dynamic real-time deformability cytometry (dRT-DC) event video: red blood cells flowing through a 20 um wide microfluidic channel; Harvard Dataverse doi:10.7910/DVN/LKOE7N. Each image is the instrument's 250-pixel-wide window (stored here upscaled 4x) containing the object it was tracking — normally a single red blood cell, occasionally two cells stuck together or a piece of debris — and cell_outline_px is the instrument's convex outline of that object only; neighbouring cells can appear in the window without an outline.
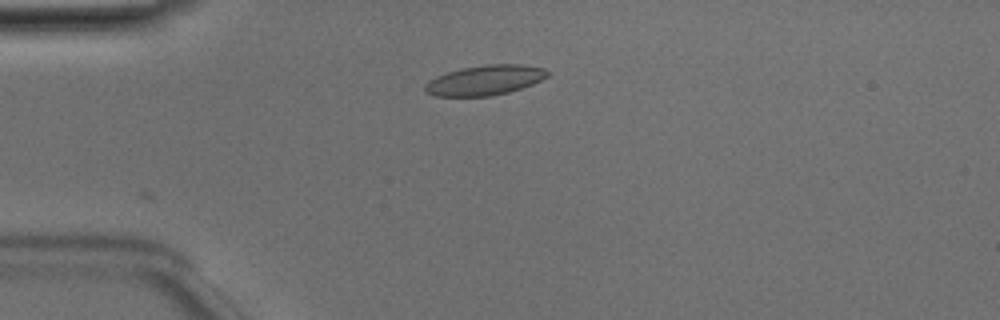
{"species": "Egyptian fruit bat (a non-hibernating species)", "species_latin": "Rousettus aegyptiacus", "temperature_condition": "room temperature", "stored_images_in_passage": 41, "camera_frame_rate_fps": 3000, "um_per_image_px": 0.085, "animal": {"sex": "male"}, "frame": {"image": 1, "passage_image": 11, "time_ms": 3.333, "image_size_px": [1000, 320], "cell_outline_px": [[548, 76], [540, 80], [520, 88], [508, 92], [488, 96], [436, 96], [428, 92], [424, 88], [432, 80], [448, 72], [464, 68], [496, 64], [512, 64], [540, 68], [548, 72]], "centroid_in_image_um": [41.22, 6.83], "position_along_channel_um": 43.8, "area_um2": 20.35}}
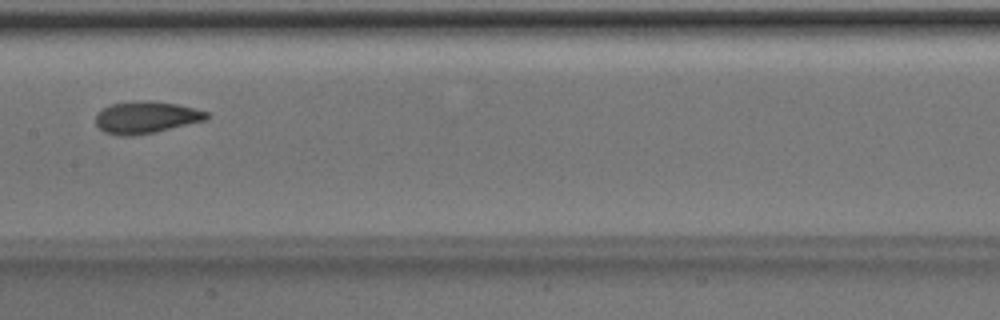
{"frame": {"image": 2, "passage_image": 24, "time_ms": 7.667, "image_size_px": [1000, 320], "cell_outline_px": [[208, 116], [204, 120], [152, 132], [108, 132], [100, 128], [96, 124], [96, 116], [104, 108], [112, 104], [176, 104], [208, 112]], "centroid_in_image_um": [12.47, 9.97], "position_along_channel_um": 194.9, "area_um2": 18.21}}
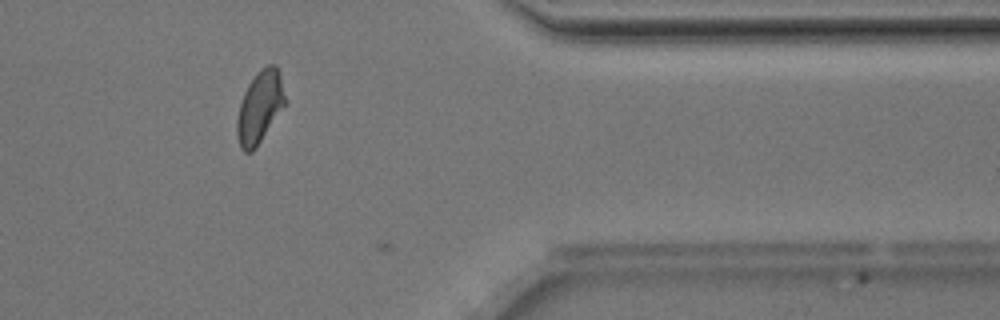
{"frame": {"image": 3, "passage_image": 40, "time_ms": 13.0, "image_size_px": [1000, 320], "cell_outline_px": [[284, 104], [252, 152], [244, 152], [240, 148], [236, 132], [236, 124], [240, 104], [244, 92], [252, 80], [268, 64], [272, 64], [276, 68], [280, 80], [284, 96]], "centroid_in_image_um": [22.02, 9.16], "position_along_channel_um": 389.4, "area_um2": 18.9}, "authors_computed_cell_mechanics": {"area_um2": 19.1318, "velocity_mm_per_s": 3.9939, "shape_relaxation_time_tau1_ms": 4.9564, "shape_relaxation_time_tau2_ms": 1.4363, "deformation_change_tau1": 0.134, "deformation_change_tau2": 0.074}}